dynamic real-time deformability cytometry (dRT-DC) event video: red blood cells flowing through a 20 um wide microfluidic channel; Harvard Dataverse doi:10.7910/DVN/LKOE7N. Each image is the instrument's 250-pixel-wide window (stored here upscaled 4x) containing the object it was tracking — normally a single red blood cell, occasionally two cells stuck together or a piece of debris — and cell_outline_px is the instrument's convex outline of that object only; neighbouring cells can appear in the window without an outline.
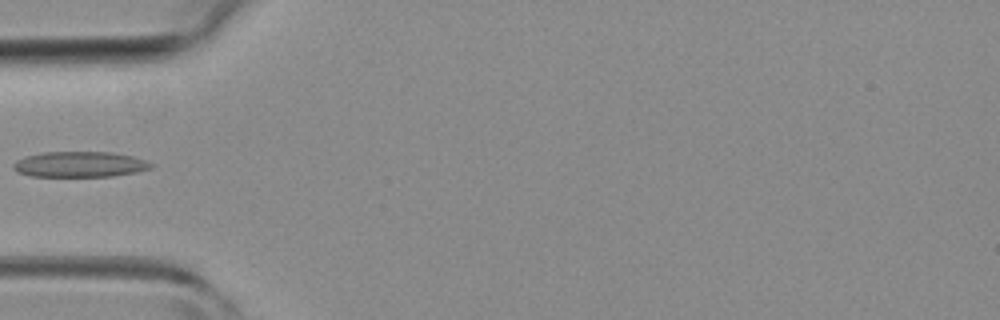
{"species": "common noctule bat (a hibernating species)", "species_latin": "Nyctalus noctula", "temperature_condition": "room temperature", "stored_images_in_passage": 5, "camera_frame_rate_fps": 3000, "um_per_image_px": 0.085, "animal": {"sex": "female", "body_mass_g": 19.3, "forearm_length_mm": 54.1}, "frame": {"image": 1, "passage_image": 5, "time_ms": 4.667, "image_size_px": [1000, 320], "cell_outline_px": [[152, 168], [136, 172], [112, 176], [32, 176], [20, 172], [12, 168], [12, 164], [16, 160], [24, 156], [40, 152], [112, 152], [132, 156], [144, 160], [152, 164]], "centroid_in_image_um": [6.75, 13.96], "position_along_channel_um": 78.3, "area_um2": 20.46}}